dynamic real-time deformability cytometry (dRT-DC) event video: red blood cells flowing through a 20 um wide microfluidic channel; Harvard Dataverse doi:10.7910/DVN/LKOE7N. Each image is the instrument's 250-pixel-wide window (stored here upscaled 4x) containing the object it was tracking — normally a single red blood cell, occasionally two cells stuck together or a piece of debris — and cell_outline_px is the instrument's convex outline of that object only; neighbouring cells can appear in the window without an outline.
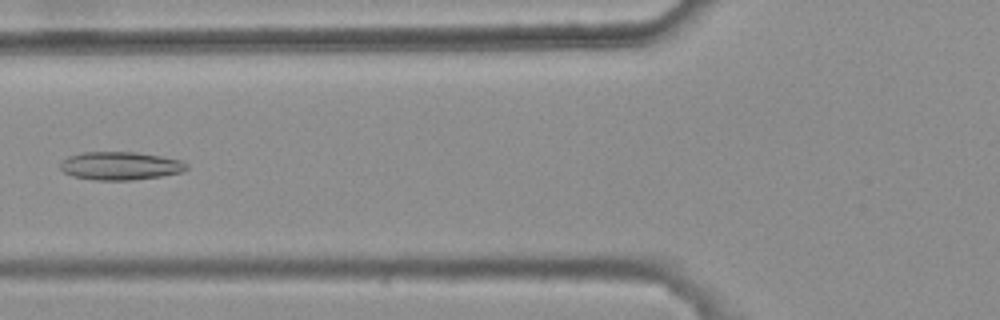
{"species": "common noctule bat (a hibernating species)", "species_latin": "Nyctalus noctula", "temperature_condition": "warm", "stored_images_in_passage": 6, "camera_frame_rate_fps": 3000, "um_per_image_px": 0.085, "animal": {"sex": "female", "body_mass_g": 25.1}, "frame": {"image": 1, "passage_image": 5, "time_ms": 1.333, "image_size_px": [1000, 320], "cell_outline_px": [[188, 168], [184, 172], [160, 176], [132, 180], [96, 180], [72, 176], [64, 172], [60, 168], [60, 164], [68, 156], [84, 152], [136, 152], [160, 156], [180, 160], [188, 164]], "centroid_in_image_um": [10.24, 14.1], "position_along_channel_um": 115.6, "area_um2": 20.69}}
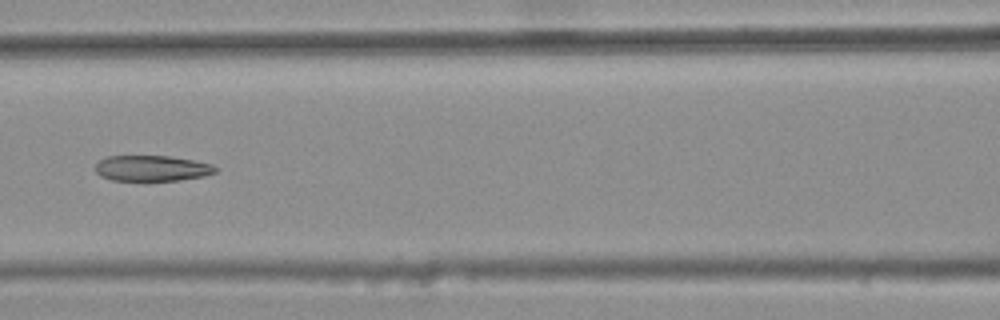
{"frame": {"image": 2, "passage_image": 6, "time_ms": 1.667, "image_size_px": [1000, 320], "cell_outline_px": [[216, 172], [204, 176], [180, 180], [112, 180], [100, 176], [96, 172], [96, 164], [100, 160], [108, 156], [168, 156], [192, 160], [212, 164], [216, 168]], "centroid_in_image_um": [12.91, 14.3], "position_along_channel_um": 153.7, "area_um2": 17.8}}